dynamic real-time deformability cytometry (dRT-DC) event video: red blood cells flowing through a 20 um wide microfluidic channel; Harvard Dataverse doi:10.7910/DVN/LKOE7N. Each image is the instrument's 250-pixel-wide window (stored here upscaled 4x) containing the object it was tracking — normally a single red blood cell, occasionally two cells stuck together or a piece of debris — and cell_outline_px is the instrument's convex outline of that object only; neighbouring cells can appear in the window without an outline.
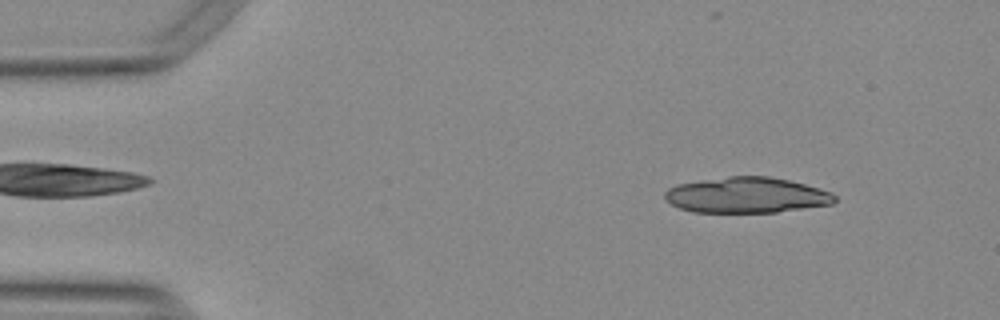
{"species": "Egyptian fruit bat (a non-hibernating species)", "species_latin": "Rousettus aegyptiacus", "temperature_condition": "warm", "stored_images_in_passage": 15, "camera_frame_rate_fps": 3000, "um_per_image_px": 0.085, "animal": {"sex": "female"}, "frame": {"image": 1, "passage_image": 5, "time_ms": 1.333, "image_size_px": [1000, 320], "cell_outline_px": [[836, 200], [832, 204], [776, 212], [692, 212], [680, 208], [664, 200], [664, 192], [668, 188], [676, 184], [728, 176], [768, 176], [788, 180], [820, 188], [832, 192], [836, 196]], "centroid_in_image_um": [63.44, 16.58], "position_along_channel_um": 21.6, "area_um2": 35.37}}